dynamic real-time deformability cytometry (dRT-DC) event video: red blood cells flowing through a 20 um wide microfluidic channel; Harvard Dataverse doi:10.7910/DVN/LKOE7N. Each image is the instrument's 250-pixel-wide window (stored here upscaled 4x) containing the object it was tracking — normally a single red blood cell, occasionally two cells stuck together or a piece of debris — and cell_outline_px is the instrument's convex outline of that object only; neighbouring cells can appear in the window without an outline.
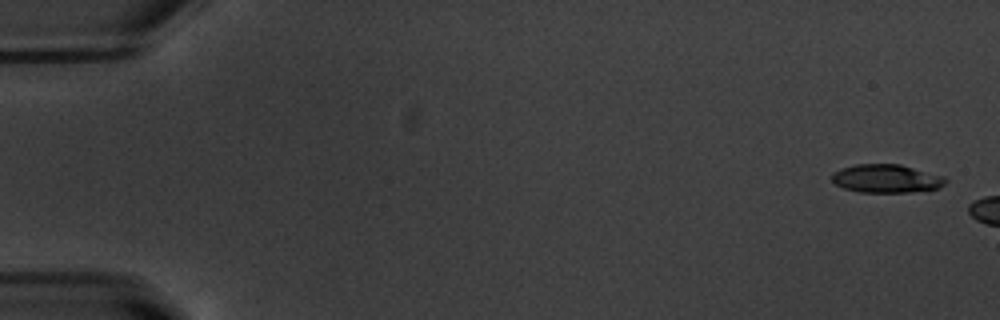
{"species": "common noctule bat (a hibernating species)", "species_latin": "Nyctalus noctula", "temperature_condition": "warm", "stored_images_in_passage": 7, "camera_frame_rate_fps": 3000, "um_per_image_px": 0.085, "animal": {"sex": "male", "body_mass_g": 20.1, "forearm_length_mm": 53.5}, "frame": {"image": 1, "passage_image": 1, "time_ms": 0.0, "image_size_px": [1000, 320], "cell_outline_px": [[948, 180], [944, 184], [936, 188], [912, 192], [860, 192], [844, 188], [836, 184], [832, 180], [832, 172], [840, 168], [856, 164], [900, 164], [944, 176]], "centroid_in_image_um": [75.32, 15.17], "position_along_channel_um": 9.7, "area_um2": 18.73}}